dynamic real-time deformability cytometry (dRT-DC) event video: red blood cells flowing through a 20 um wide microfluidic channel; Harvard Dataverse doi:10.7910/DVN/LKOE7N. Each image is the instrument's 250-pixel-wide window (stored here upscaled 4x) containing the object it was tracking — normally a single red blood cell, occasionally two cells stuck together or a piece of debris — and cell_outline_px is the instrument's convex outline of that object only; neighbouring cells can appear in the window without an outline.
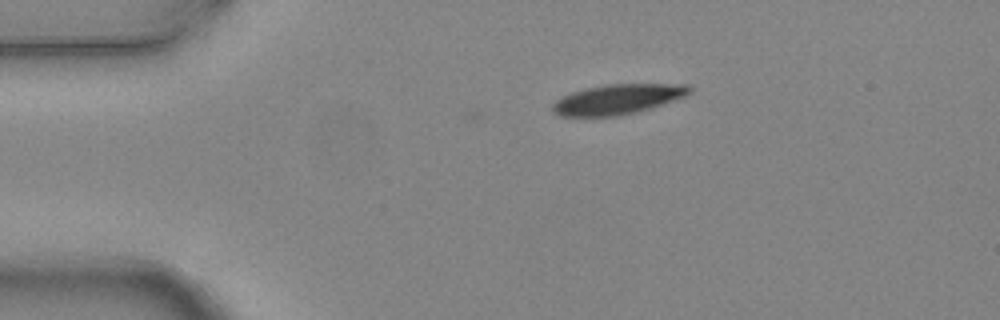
{"species": "common noctule bat (a hibernating species)", "species_latin": "Nyctalus noctula", "temperature_condition": "warm", "stored_images_in_passage": 5, "camera_frame_rate_fps": 3000, "um_per_image_px": 0.085, "animal": {"sex": "female", "body_mass_g": 24.6, "forearm_length_mm": 56.2}, "frame": {"image": 1, "passage_image": 2, "time_ms": 0.333, "image_size_px": [1000, 320], "cell_outline_px": [[692, 92], [684, 96], [636, 112], [616, 116], [560, 116], [552, 112], [552, 104], [560, 96], [572, 92], [604, 84], [688, 84], [692, 88]], "centroid_in_image_um": [52.45, 8.43], "position_along_channel_um": 32.5, "area_um2": 23.76}}
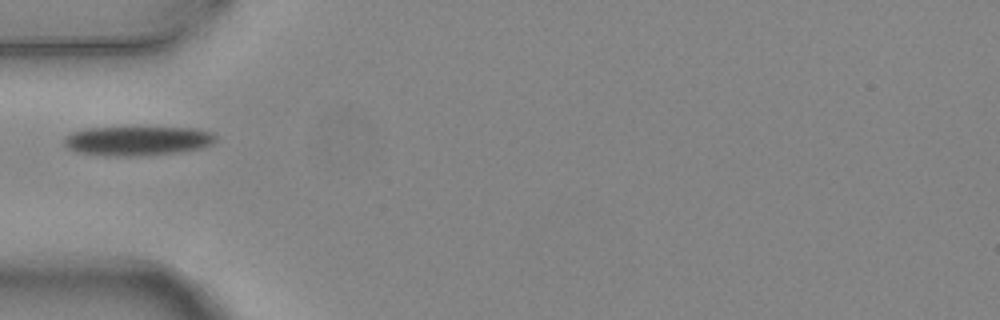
{"frame": {"image": 2, "passage_image": 4, "time_ms": 1.0, "image_size_px": [1000, 320], "cell_outline_px": [[216, 140], [212, 144], [200, 148], [180, 152], [148, 156], [104, 156], [76, 152], [68, 148], [64, 144], [64, 136], [72, 132], [88, 128], [196, 128], [212, 132], [216, 136]], "centroid_in_image_um": [11.68, 11.99], "position_along_channel_um": 73.3, "area_um2": 26.13}}
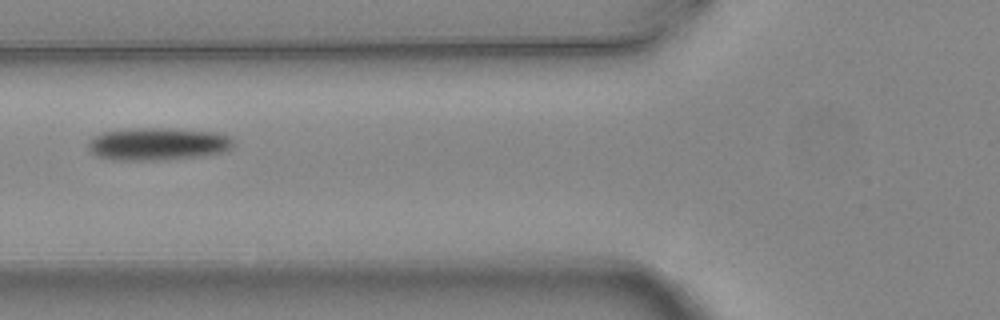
{"frame": {"image": 3, "passage_image": 5, "time_ms": 1.333, "image_size_px": [1000, 320], "cell_outline_px": [[236, 144], [232, 148], [224, 152], [204, 156], [160, 160], [112, 160], [96, 156], [88, 148], [88, 144], [92, 136], [100, 132], [140, 128], [160, 128], [216, 132], [232, 136]], "centroid_in_image_um": [13.45, 12.24], "position_along_channel_um": 112.4, "area_um2": 27.92}}